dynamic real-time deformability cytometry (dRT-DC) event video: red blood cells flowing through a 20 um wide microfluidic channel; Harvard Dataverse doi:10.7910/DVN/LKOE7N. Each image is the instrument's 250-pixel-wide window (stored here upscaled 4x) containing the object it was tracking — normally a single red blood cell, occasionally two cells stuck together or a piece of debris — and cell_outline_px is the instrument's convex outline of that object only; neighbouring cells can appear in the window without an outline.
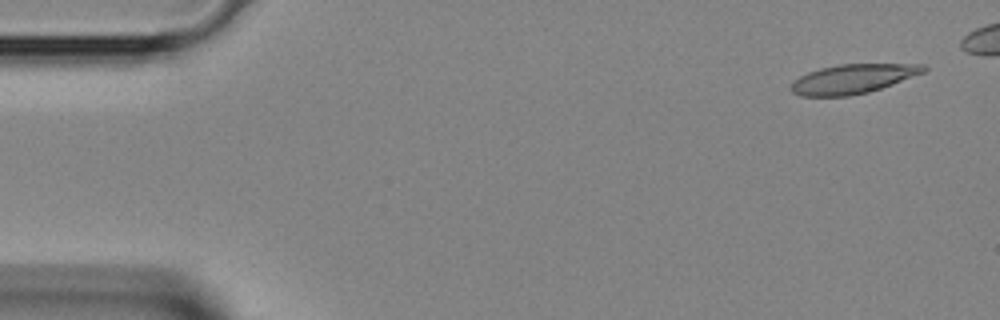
{"species": "Egyptian fruit bat (a non-hibernating species)", "species_latin": "Rousettus aegyptiacus", "temperature_condition": "room temperature", "stored_images_in_passage": 5, "camera_frame_rate_fps": 3000, "um_per_image_px": 0.085, "animal": {"sex": "female"}, "frame": {"image": 1, "passage_image": 1, "time_ms": 0.0, "image_size_px": [1000, 320], "cell_outline_px": [[928, 68], [924, 72], [892, 84], [868, 92], [848, 96], [800, 96], [792, 92], [788, 88], [792, 80], [808, 72], [820, 68], [840, 64], [924, 64]], "centroid_in_image_um": [72.43, 6.7], "position_along_channel_um": 12.6, "area_um2": 22.66}}
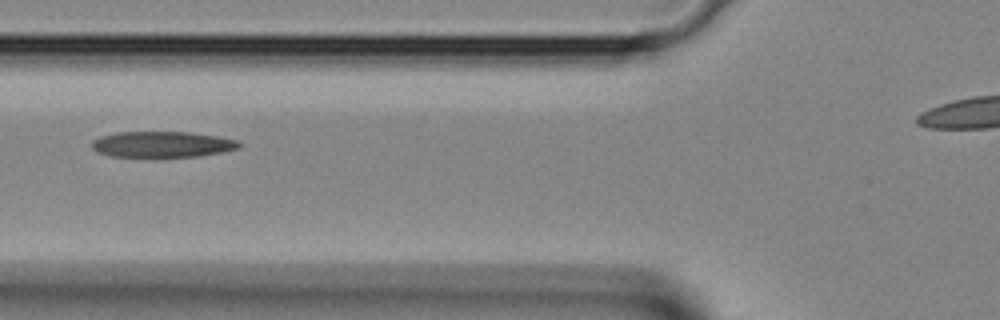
{"frame": {"image": 2, "passage_image": 5, "time_ms": 1.333, "image_size_px": [1000, 320], "cell_outline_px": [[244, 144], [240, 148], [200, 156], [112, 156], [96, 152], [92, 148], [92, 140], [100, 136], [116, 132], [192, 132], [240, 140]], "centroid_in_image_um": [13.82, 12.25], "position_along_channel_um": 112.0, "area_um2": 22.25}}